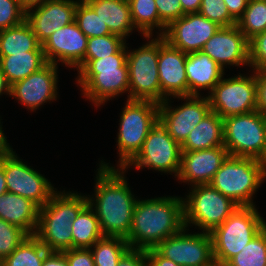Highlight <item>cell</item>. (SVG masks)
<instances>
[{"label":"cell","instance_id":"obj_1","mask_svg":"<svg viewBox=\"0 0 266 266\" xmlns=\"http://www.w3.org/2000/svg\"><path fill=\"white\" fill-rule=\"evenodd\" d=\"M183 203L182 199L175 197L137 201L126 238L130 248L145 251L156 248L168 237L185 229Z\"/></svg>","mask_w":266,"mask_h":266},{"label":"cell","instance_id":"obj_2","mask_svg":"<svg viewBox=\"0 0 266 266\" xmlns=\"http://www.w3.org/2000/svg\"><path fill=\"white\" fill-rule=\"evenodd\" d=\"M127 181L114 167L102 163L98 171L96 183L95 214L99 220L101 232L104 236H129L135 200Z\"/></svg>","mask_w":266,"mask_h":266},{"label":"cell","instance_id":"obj_3","mask_svg":"<svg viewBox=\"0 0 266 266\" xmlns=\"http://www.w3.org/2000/svg\"><path fill=\"white\" fill-rule=\"evenodd\" d=\"M88 198L74 193H54L39 208L38 226L34 236L48 251L62 252L73 248L72 222L88 204Z\"/></svg>","mask_w":266,"mask_h":266},{"label":"cell","instance_id":"obj_4","mask_svg":"<svg viewBox=\"0 0 266 266\" xmlns=\"http://www.w3.org/2000/svg\"><path fill=\"white\" fill-rule=\"evenodd\" d=\"M127 52L124 45L116 54L100 59H84L78 66V83L84 95L96 106L111 97L129 91Z\"/></svg>","mask_w":266,"mask_h":266},{"label":"cell","instance_id":"obj_5","mask_svg":"<svg viewBox=\"0 0 266 266\" xmlns=\"http://www.w3.org/2000/svg\"><path fill=\"white\" fill-rule=\"evenodd\" d=\"M265 177L263 161L229 155L209 184L239 206H251V197Z\"/></svg>","mask_w":266,"mask_h":266},{"label":"cell","instance_id":"obj_6","mask_svg":"<svg viewBox=\"0 0 266 266\" xmlns=\"http://www.w3.org/2000/svg\"><path fill=\"white\" fill-rule=\"evenodd\" d=\"M266 226L254 205L239 206L210 234L214 259L226 264Z\"/></svg>","mask_w":266,"mask_h":266},{"label":"cell","instance_id":"obj_7","mask_svg":"<svg viewBox=\"0 0 266 266\" xmlns=\"http://www.w3.org/2000/svg\"><path fill=\"white\" fill-rule=\"evenodd\" d=\"M224 147L230 156L255 158L266 165V116L255 110L223 119Z\"/></svg>","mask_w":266,"mask_h":266},{"label":"cell","instance_id":"obj_8","mask_svg":"<svg viewBox=\"0 0 266 266\" xmlns=\"http://www.w3.org/2000/svg\"><path fill=\"white\" fill-rule=\"evenodd\" d=\"M120 119L117 142L122 169L141 150L150 129L159 120V104L128 99Z\"/></svg>","mask_w":266,"mask_h":266},{"label":"cell","instance_id":"obj_9","mask_svg":"<svg viewBox=\"0 0 266 266\" xmlns=\"http://www.w3.org/2000/svg\"><path fill=\"white\" fill-rule=\"evenodd\" d=\"M183 201L185 227L194 223L203 231L211 233L239 207L231 198L224 196L210 184L195 185ZM187 202V203H186Z\"/></svg>","mask_w":266,"mask_h":266},{"label":"cell","instance_id":"obj_10","mask_svg":"<svg viewBox=\"0 0 266 266\" xmlns=\"http://www.w3.org/2000/svg\"><path fill=\"white\" fill-rule=\"evenodd\" d=\"M143 47L127 52L129 74V98L161 103V87L158 72L160 37Z\"/></svg>","mask_w":266,"mask_h":266},{"label":"cell","instance_id":"obj_11","mask_svg":"<svg viewBox=\"0 0 266 266\" xmlns=\"http://www.w3.org/2000/svg\"><path fill=\"white\" fill-rule=\"evenodd\" d=\"M0 166L4 169L7 191L31 200L39 208L55 193L50 182L18 160L11 148L0 152Z\"/></svg>","mask_w":266,"mask_h":266},{"label":"cell","instance_id":"obj_12","mask_svg":"<svg viewBox=\"0 0 266 266\" xmlns=\"http://www.w3.org/2000/svg\"><path fill=\"white\" fill-rule=\"evenodd\" d=\"M211 111L223 119L232 115L246 114L257 110L256 77L241 75L221 79L208 96Z\"/></svg>","mask_w":266,"mask_h":266},{"label":"cell","instance_id":"obj_13","mask_svg":"<svg viewBox=\"0 0 266 266\" xmlns=\"http://www.w3.org/2000/svg\"><path fill=\"white\" fill-rule=\"evenodd\" d=\"M181 153V145L169 135L158 120L150 129L141 150L122 170L134 164L138 169L146 166L159 171L174 172L178 176Z\"/></svg>","mask_w":266,"mask_h":266},{"label":"cell","instance_id":"obj_14","mask_svg":"<svg viewBox=\"0 0 266 266\" xmlns=\"http://www.w3.org/2000/svg\"><path fill=\"white\" fill-rule=\"evenodd\" d=\"M185 230L168 237L155 249L180 266H205L211 263L214 260L211 234H185Z\"/></svg>","mask_w":266,"mask_h":266},{"label":"cell","instance_id":"obj_15","mask_svg":"<svg viewBox=\"0 0 266 266\" xmlns=\"http://www.w3.org/2000/svg\"><path fill=\"white\" fill-rule=\"evenodd\" d=\"M219 28L199 13H188L172 21L160 35L173 47L191 53L201 51Z\"/></svg>","mask_w":266,"mask_h":266},{"label":"cell","instance_id":"obj_16","mask_svg":"<svg viewBox=\"0 0 266 266\" xmlns=\"http://www.w3.org/2000/svg\"><path fill=\"white\" fill-rule=\"evenodd\" d=\"M180 98L189 101L175 110L167 107V99L159 104V121L167 129L169 135L181 145L188 134L211 111V108L208 97L187 96Z\"/></svg>","mask_w":266,"mask_h":266},{"label":"cell","instance_id":"obj_17","mask_svg":"<svg viewBox=\"0 0 266 266\" xmlns=\"http://www.w3.org/2000/svg\"><path fill=\"white\" fill-rule=\"evenodd\" d=\"M158 55V72L161 87V103L171 94L177 98L188 96L185 71L187 53L170 45L162 35Z\"/></svg>","mask_w":266,"mask_h":266},{"label":"cell","instance_id":"obj_18","mask_svg":"<svg viewBox=\"0 0 266 266\" xmlns=\"http://www.w3.org/2000/svg\"><path fill=\"white\" fill-rule=\"evenodd\" d=\"M87 42L88 37L73 21L53 32L42 44V48L47 62L57 65L55 57H58L64 64L77 67L85 58Z\"/></svg>","mask_w":266,"mask_h":266},{"label":"cell","instance_id":"obj_19","mask_svg":"<svg viewBox=\"0 0 266 266\" xmlns=\"http://www.w3.org/2000/svg\"><path fill=\"white\" fill-rule=\"evenodd\" d=\"M77 4V1L72 0H46L36 6V11H26L25 20L32 27L41 45L53 32L75 21Z\"/></svg>","mask_w":266,"mask_h":266},{"label":"cell","instance_id":"obj_20","mask_svg":"<svg viewBox=\"0 0 266 266\" xmlns=\"http://www.w3.org/2000/svg\"><path fill=\"white\" fill-rule=\"evenodd\" d=\"M202 52L208 54L222 68L227 64L249 63V41L237 25L220 27L204 44Z\"/></svg>","mask_w":266,"mask_h":266},{"label":"cell","instance_id":"obj_21","mask_svg":"<svg viewBox=\"0 0 266 266\" xmlns=\"http://www.w3.org/2000/svg\"><path fill=\"white\" fill-rule=\"evenodd\" d=\"M57 65L48 62L35 73L15 82L10 87V95L19 99L29 109H37L48 100L56 99Z\"/></svg>","mask_w":266,"mask_h":266},{"label":"cell","instance_id":"obj_22","mask_svg":"<svg viewBox=\"0 0 266 266\" xmlns=\"http://www.w3.org/2000/svg\"><path fill=\"white\" fill-rule=\"evenodd\" d=\"M229 156L223 146L181 153V167L178 178L191 181L194 185L209 184Z\"/></svg>","mask_w":266,"mask_h":266},{"label":"cell","instance_id":"obj_23","mask_svg":"<svg viewBox=\"0 0 266 266\" xmlns=\"http://www.w3.org/2000/svg\"><path fill=\"white\" fill-rule=\"evenodd\" d=\"M185 71L188 96H198L197 89L213 88L221 81L223 68L202 51L187 53Z\"/></svg>","mask_w":266,"mask_h":266},{"label":"cell","instance_id":"obj_24","mask_svg":"<svg viewBox=\"0 0 266 266\" xmlns=\"http://www.w3.org/2000/svg\"><path fill=\"white\" fill-rule=\"evenodd\" d=\"M38 217L39 207L31 200L8 191L0 195V219L20 227L28 235H34Z\"/></svg>","mask_w":266,"mask_h":266},{"label":"cell","instance_id":"obj_25","mask_svg":"<svg viewBox=\"0 0 266 266\" xmlns=\"http://www.w3.org/2000/svg\"><path fill=\"white\" fill-rule=\"evenodd\" d=\"M224 145V122L213 111H210L188 134L181 144V152L198 151Z\"/></svg>","mask_w":266,"mask_h":266},{"label":"cell","instance_id":"obj_26","mask_svg":"<svg viewBox=\"0 0 266 266\" xmlns=\"http://www.w3.org/2000/svg\"><path fill=\"white\" fill-rule=\"evenodd\" d=\"M105 22L112 34L123 39L134 28L128 2L118 0H84Z\"/></svg>","mask_w":266,"mask_h":266},{"label":"cell","instance_id":"obj_27","mask_svg":"<svg viewBox=\"0 0 266 266\" xmlns=\"http://www.w3.org/2000/svg\"><path fill=\"white\" fill-rule=\"evenodd\" d=\"M47 63L44 51H28L11 56H0L1 69L10 86L35 73Z\"/></svg>","mask_w":266,"mask_h":266},{"label":"cell","instance_id":"obj_28","mask_svg":"<svg viewBox=\"0 0 266 266\" xmlns=\"http://www.w3.org/2000/svg\"><path fill=\"white\" fill-rule=\"evenodd\" d=\"M28 51H43V48L26 20L20 25L0 31V56Z\"/></svg>","mask_w":266,"mask_h":266},{"label":"cell","instance_id":"obj_29","mask_svg":"<svg viewBox=\"0 0 266 266\" xmlns=\"http://www.w3.org/2000/svg\"><path fill=\"white\" fill-rule=\"evenodd\" d=\"M88 204L79 212L72 222L73 248L90 249L104 235L101 232L97 215L93 212L92 199H87Z\"/></svg>","mask_w":266,"mask_h":266},{"label":"cell","instance_id":"obj_30","mask_svg":"<svg viewBox=\"0 0 266 266\" xmlns=\"http://www.w3.org/2000/svg\"><path fill=\"white\" fill-rule=\"evenodd\" d=\"M48 252L34 235H28L11 255L2 260L1 266H42Z\"/></svg>","mask_w":266,"mask_h":266},{"label":"cell","instance_id":"obj_31","mask_svg":"<svg viewBox=\"0 0 266 266\" xmlns=\"http://www.w3.org/2000/svg\"><path fill=\"white\" fill-rule=\"evenodd\" d=\"M131 17L135 28H139L141 33L150 38L153 27L166 26L160 21L155 0H129Z\"/></svg>","mask_w":266,"mask_h":266},{"label":"cell","instance_id":"obj_32","mask_svg":"<svg viewBox=\"0 0 266 266\" xmlns=\"http://www.w3.org/2000/svg\"><path fill=\"white\" fill-rule=\"evenodd\" d=\"M91 250L95 266H117L120 258L130 249L128 242L122 237L104 236Z\"/></svg>","mask_w":266,"mask_h":266},{"label":"cell","instance_id":"obj_33","mask_svg":"<svg viewBox=\"0 0 266 266\" xmlns=\"http://www.w3.org/2000/svg\"><path fill=\"white\" fill-rule=\"evenodd\" d=\"M236 25L248 41L266 31V1L249 0Z\"/></svg>","mask_w":266,"mask_h":266},{"label":"cell","instance_id":"obj_34","mask_svg":"<svg viewBox=\"0 0 266 266\" xmlns=\"http://www.w3.org/2000/svg\"><path fill=\"white\" fill-rule=\"evenodd\" d=\"M226 265L266 266V226Z\"/></svg>","mask_w":266,"mask_h":266},{"label":"cell","instance_id":"obj_35","mask_svg":"<svg viewBox=\"0 0 266 266\" xmlns=\"http://www.w3.org/2000/svg\"><path fill=\"white\" fill-rule=\"evenodd\" d=\"M75 21L79 29L88 37H99L112 34L105 22L84 1L78 2L75 11Z\"/></svg>","mask_w":266,"mask_h":266},{"label":"cell","instance_id":"obj_36","mask_svg":"<svg viewBox=\"0 0 266 266\" xmlns=\"http://www.w3.org/2000/svg\"><path fill=\"white\" fill-rule=\"evenodd\" d=\"M124 39L115 34L88 38L84 59H100L116 54L124 45Z\"/></svg>","mask_w":266,"mask_h":266},{"label":"cell","instance_id":"obj_37","mask_svg":"<svg viewBox=\"0 0 266 266\" xmlns=\"http://www.w3.org/2000/svg\"><path fill=\"white\" fill-rule=\"evenodd\" d=\"M27 237L23 229L0 219V260L11 255Z\"/></svg>","mask_w":266,"mask_h":266},{"label":"cell","instance_id":"obj_38","mask_svg":"<svg viewBox=\"0 0 266 266\" xmlns=\"http://www.w3.org/2000/svg\"><path fill=\"white\" fill-rule=\"evenodd\" d=\"M199 14L220 27H230L237 21L230 15L224 0H201Z\"/></svg>","mask_w":266,"mask_h":266},{"label":"cell","instance_id":"obj_39","mask_svg":"<svg viewBox=\"0 0 266 266\" xmlns=\"http://www.w3.org/2000/svg\"><path fill=\"white\" fill-rule=\"evenodd\" d=\"M26 18V11L18 0H0V31L20 25Z\"/></svg>","mask_w":266,"mask_h":266},{"label":"cell","instance_id":"obj_40","mask_svg":"<svg viewBox=\"0 0 266 266\" xmlns=\"http://www.w3.org/2000/svg\"><path fill=\"white\" fill-rule=\"evenodd\" d=\"M249 63L256 71L266 72V31L249 41Z\"/></svg>","mask_w":266,"mask_h":266},{"label":"cell","instance_id":"obj_41","mask_svg":"<svg viewBox=\"0 0 266 266\" xmlns=\"http://www.w3.org/2000/svg\"><path fill=\"white\" fill-rule=\"evenodd\" d=\"M159 19L167 27L172 21L183 16L180 0H155Z\"/></svg>","mask_w":266,"mask_h":266},{"label":"cell","instance_id":"obj_42","mask_svg":"<svg viewBox=\"0 0 266 266\" xmlns=\"http://www.w3.org/2000/svg\"><path fill=\"white\" fill-rule=\"evenodd\" d=\"M62 252L68 266H95L91 249L72 248Z\"/></svg>","mask_w":266,"mask_h":266},{"label":"cell","instance_id":"obj_43","mask_svg":"<svg viewBox=\"0 0 266 266\" xmlns=\"http://www.w3.org/2000/svg\"><path fill=\"white\" fill-rule=\"evenodd\" d=\"M146 251L130 248L118 261L117 266H148ZM146 262V263H145Z\"/></svg>","mask_w":266,"mask_h":266},{"label":"cell","instance_id":"obj_44","mask_svg":"<svg viewBox=\"0 0 266 266\" xmlns=\"http://www.w3.org/2000/svg\"><path fill=\"white\" fill-rule=\"evenodd\" d=\"M257 111L266 116V72L256 71Z\"/></svg>","mask_w":266,"mask_h":266},{"label":"cell","instance_id":"obj_45","mask_svg":"<svg viewBox=\"0 0 266 266\" xmlns=\"http://www.w3.org/2000/svg\"><path fill=\"white\" fill-rule=\"evenodd\" d=\"M148 266H180L172 260L163 257L155 248L146 250Z\"/></svg>","mask_w":266,"mask_h":266},{"label":"cell","instance_id":"obj_46","mask_svg":"<svg viewBox=\"0 0 266 266\" xmlns=\"http://www.w3.org/2000/svg\"><path fill=\"white\" fill-rule=\"evenodd\" d=\"M249 0H224L230 15L237 21L245 11Z\"/></svg>","mask_w":266,"mask_h":266},{"label":"cell","instance_id":"obj_47","mask_svg":"<svg viewBox=\"0 0 266 266\" xmlns=\"http://www.w3.org/2000/svg\"><path fill=\"white\" fill-rule=\"evenodd\" d=\"M42 266H68L63 252L49 251L43 260Z\"/></svg>","mask_w":266,"mask_h":266},{"label":"cell","instance_id":"obj_48","mask_svg":"<svg viewBox=\"0 0 266 266\" xmlns=\"http://www.w3.org/2000/svg\"><path fill=\"white\" fill-rule=\"evenodd\" d=\"M180 3L183 8V15L188 13H198L201 0H180Z\"/></svg>","mask_w":266,"mask_h":266},{"label":"cell","instance_id":"obj_49","mask_svg":"<svg viewBox=\"0 0 266 266\" xmlns=\"http://www.w3.org/2000/svg\"><path fill=\"white\" fill-rule=\"evenodd\" d=\"M20 6L27 11L28 9H31L35 6L43 4L46 0H18Z\"/></svg>","mask_w":266,"mask_h":266},{"label":"cell","instance_id":"obj_50","mask_svg":"<svg viewBox=\"0 0 266 266\" xmlns=\"http://www.w3.org/2000/svg\"><path fill=\"white\" fill-rule=\"evenodd\" d=\"M10 87L11 86L8 84L4 73L2 72L1 64H0V95H1L2 91H5V92L9 93V95H10Z\"/></svg>","mask_w":266,"mask_h":266},{"label":"cell","instance_id":"obj_51","mask_svg":"<svg viewBox=\"0 0 266 266\" xmlns=\"http://www.w3.org/2000/svg\"><path fill=\"white\" fill-rule=\"evenodd\" d=\"M7 192L6 179L4 169L0 166V195Z\"/></svg>","mask_w":266,"mask_h":266},{"label":"cell","instance_id":"obj_52","mask_svg":"<svg viewBox=\"0 0 266 266\" xmlns=\"http://www.w3.org/2000/svg\"><path fill=\"white\" fill-rule=\"evenodd\" d=\"M10 147L8 146L6 137L4 136V133L2 132V129L0 127V152H4L9 150Z\"/></svg>","mask_w":266,"mask_h":266},{"label":"cell","instance_id":"obj_53","mask_svg":"<svg viewBox=\"0 0 266 266\" xmlns=\"http://www.w3.org/2000/svg\"><path fill=\"white\" fill-rule=\"evenodd\" d=\"M205 266H227V265L214 259L211 263Z\"/></svg>","mask_w":266,"mask_h":266}]
</instances>
